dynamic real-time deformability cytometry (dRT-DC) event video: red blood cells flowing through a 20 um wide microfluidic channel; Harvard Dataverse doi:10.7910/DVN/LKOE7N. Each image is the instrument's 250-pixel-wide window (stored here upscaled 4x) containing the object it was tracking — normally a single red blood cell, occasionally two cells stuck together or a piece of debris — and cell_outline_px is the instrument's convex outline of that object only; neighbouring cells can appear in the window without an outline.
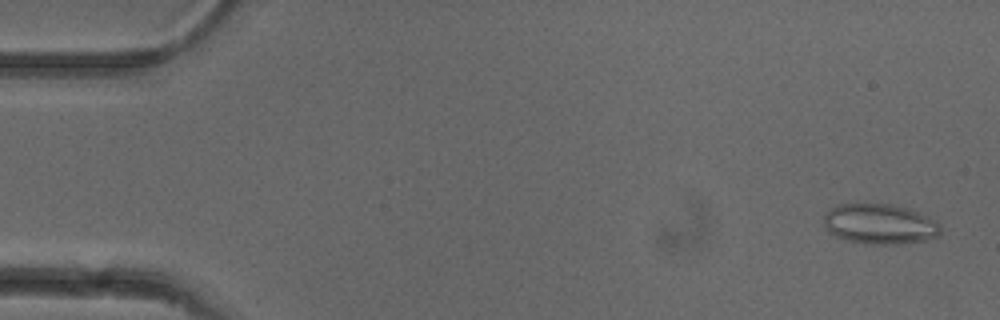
{"species": "common noctule bat (a hibernating species)", "species_latin": "Nyctalus noctula", "temperature_condition": "cold", "stored_images_in_passage": 52, "camera_frame_rate_fps": 3000, "um_per_image_px": 0.085, "animal": {"sex": "female"}, "frame": {"image": 1, "passage_image": 2, "time_ms": 0.333, "image_size_px": [1000, 320], "cell_outline_px": [[940, 232], [936, 236], [924, 240], [900, 244], [864, 244], [844, 240], [828, 232], [824, 224], [824, 216], [836, 204], [892, 204], [908, 208], [928, 216], [936, 220], [940, 224]], "centroid_in_image_um": [74.77, 19.05], "position_along_channel_um": 10.2, "area_um2": 27.46}}
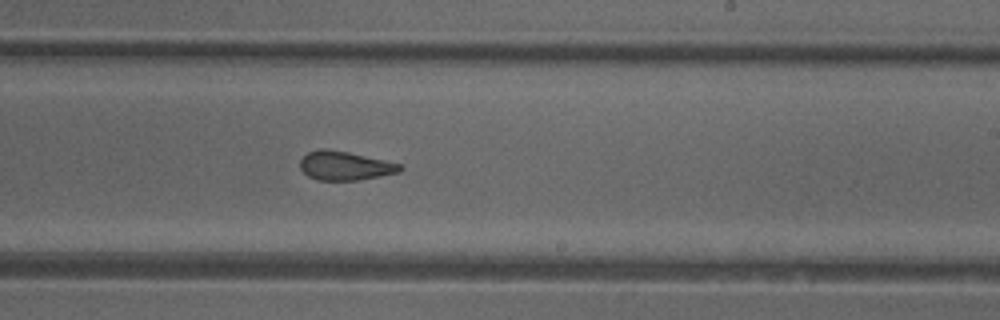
{"frame": {"image": 2, "passage_image": 31, "time_ms": 10.0, "image_size_px": [1000, 320], "cell_outline_px": [[404, 168], [400, 172], [360, 180], [316, 180], [308, 176], [300, 168], [300, 160], [308, 152], [320, 148], [328, 148], [348, 152], [404, 164]], "centroid_in_image_um": [29.35, 14.08], "position_along_channel_um": 259.7, "area_um2": 17.05}}
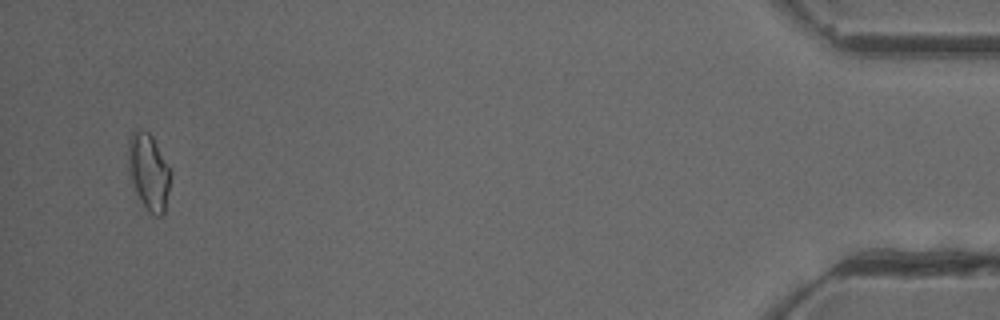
{"frame": {"image": 3, "passage_image": 50, "time_ms": 16.333, "image_size_px": [1000, 320], "cell_outline_px": [[172, 172], [164, 216], [152, 216], [148, 212], [140, 200], [128, 176], [128, 136], [136, 128], [144, 128], [152, 136]], "centroid_in_image_um": [12.62, 14.6], "position_along_channel_um": 422.6, "area_um2": 19.42}, "authors_computed_cell_mechanics": {"area_um2": 17.918, "velocity_mm_per_s": 3.928, "shape_relaxation_time_tau1_ms": null, "shape_relaxation_time_tau2_ms": 1.6762, "deformation_change_tau1": null, "deformation_change_tau2": 0.0859}}